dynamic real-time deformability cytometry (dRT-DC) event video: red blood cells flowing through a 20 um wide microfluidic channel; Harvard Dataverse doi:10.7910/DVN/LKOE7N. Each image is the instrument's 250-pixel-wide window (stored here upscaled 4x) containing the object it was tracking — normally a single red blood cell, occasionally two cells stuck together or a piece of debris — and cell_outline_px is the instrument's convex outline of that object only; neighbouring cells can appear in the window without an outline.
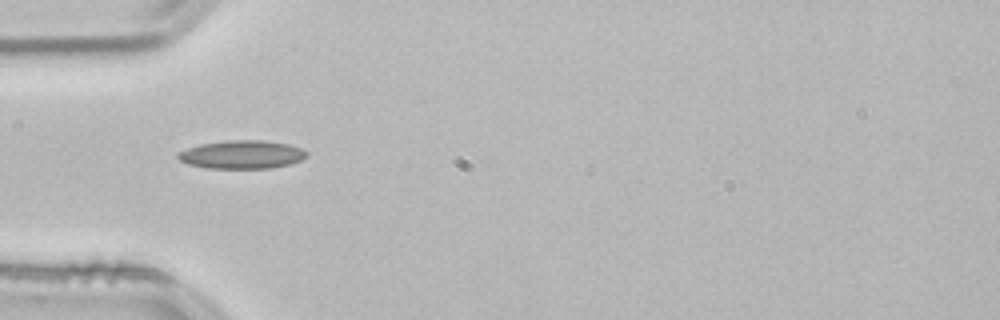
{"species": "common noctule bat (a hibernating species)", "species_latin": "Nyctalus noctula", "temperature_condition": "room temperature", "stored_images_in_passage": 37, "camera_frame_rate_fps": 3000, "um_per_image_px": 0.085, "animal": {"sex": "male", "body_mass_g": 21.5, "forearm_length_mm": 52.0}, "frame": {"image": 1, "passage_image": 1, "time_ms": 0.0, "image_size_px": [1000, 320], "cell_outline_px": [[308, 156], [292, 164], [272, 168], [208, 168], [188, 164], [180, 160], [176, 156], [180, 152], [188, 148], [200, 144], [228, 140], [264, 140], [288, 144], [300, 148], [308, 152]], "centroid_in_image_um": [20.6, 13.14], "position_along_channel_um": 64.4, "area_um2": 21.21}}
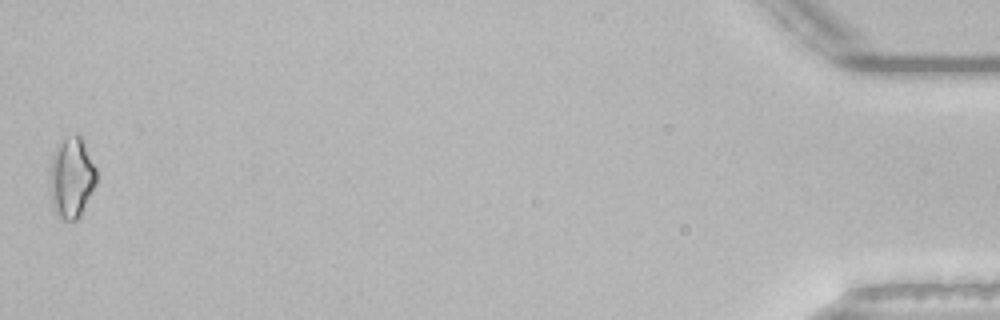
{"frame": {"image": 2, "passage_image": 37, "time_ms": 12.0, "image_size_px": [1000, 320], "cell_outline_px": [[96, 184], [80, 216], [76, 220], [64, 220], [56, 212], [52, 196], [52, 160], [56, 148], [68, 136], [80, 136], [84, 140], [96, 168]], "centroid_in_image_um": [6.15, 15.1], "position_along_channel_um": 429.1, "area_um2": 20.98}, "authors_computed_cell_mechanics": {"area_um2": 18.496, "velocity_mm_per_s": 3.8544, "shape_relaxation_time_tau1_ms": 8.1366, "shape_relaxation_time_tau2_ms": 5.9894, "deformation_change_tau1": 0.1701, "deformation_change_tau2": 0.1593}}